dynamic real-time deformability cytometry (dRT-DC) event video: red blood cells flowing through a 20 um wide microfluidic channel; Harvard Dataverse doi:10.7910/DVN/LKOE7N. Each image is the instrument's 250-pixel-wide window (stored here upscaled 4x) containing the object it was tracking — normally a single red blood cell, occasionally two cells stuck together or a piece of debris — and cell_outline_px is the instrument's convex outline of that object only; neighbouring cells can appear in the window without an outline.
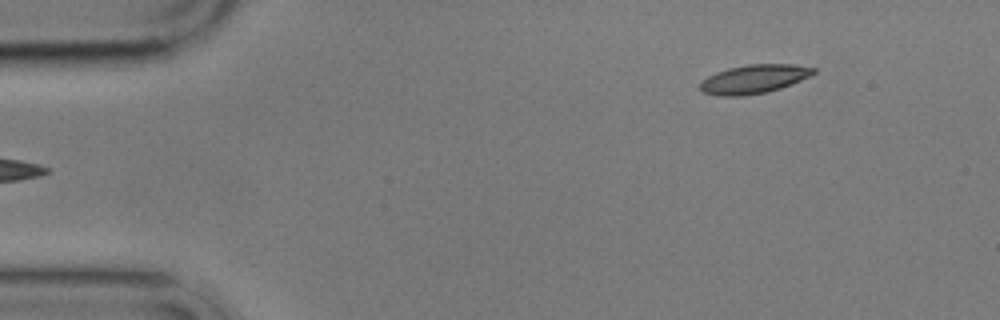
{"species": "common noctule bat (a hibernating species)", "species_latin": "Nyctalus noctula", "temperature_condition": "cold", "stored_images_in_passage": 5, "segment_of_instrument_passage": [2, 2], "camera_frame_rate_fps": 3000, "um_per_image_px": 0.085, "animal": {"sex": "male", "body_mass_g": 17.9}, "frame": {"image": 1, "passage_image": 5, "time_ms": 4.667, "image_size_px": [1000, 320], "cell_outline_px": [[816, 72], [792, 84], [768, 92], [740, 96], [720, 96], [704, 92], [700, 88], [700, 84], [708, 76], [716, 72], [728, 68], [748, 64], [792, 64], [816, 68]], "centroid_in_image_um": [64.09, 6.71], "position_along_channel_um": 20.9, "area_um2": 18.84}}